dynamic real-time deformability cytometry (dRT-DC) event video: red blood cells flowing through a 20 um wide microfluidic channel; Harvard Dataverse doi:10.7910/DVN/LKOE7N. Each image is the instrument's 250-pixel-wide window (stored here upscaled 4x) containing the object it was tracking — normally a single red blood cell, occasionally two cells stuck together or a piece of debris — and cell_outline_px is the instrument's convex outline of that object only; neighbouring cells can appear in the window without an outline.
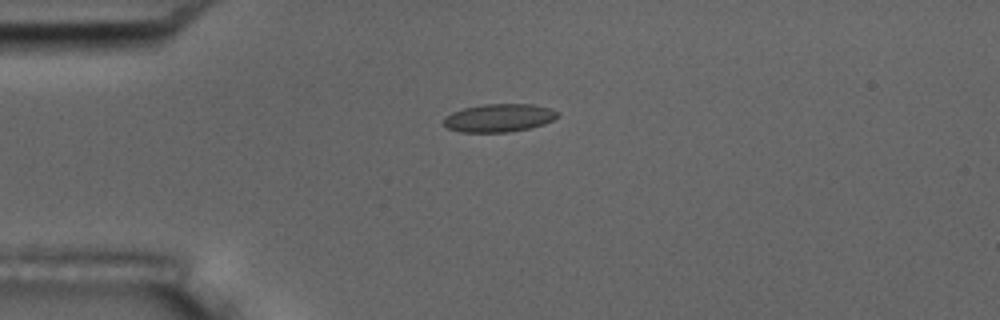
{"species": "common noctule bat (a hibernating species)", "species_latin": "Nyctalus noctula", "temperature_condition": "room temperature", "stored_images_in_passage": 5, "camera_frame_rate_fps": 3000, "um_per_image_px": 0.085, "animal": {"sex": "male", "body_mass_g": 17.5, "forearm_length_mm": 52.3}, "frame": {"image": 1, "passage_image": 2, "time_ms": 1.333, "image_size_px": [1000, 320], "cell_outline_px": [[556, 116], [552, 120], [544, 124], [528, 128], [508, 132], [460, 132], [448, 128], [444, 124], [444, 116], [452, 112], [464, 108], [484, 104], [532, 104], [548, 108], [556, 112]], "centroid_in_image_um": [42.36, 10.02], "position_along_channel_um": 42.6, "area_um2": 18.38}}